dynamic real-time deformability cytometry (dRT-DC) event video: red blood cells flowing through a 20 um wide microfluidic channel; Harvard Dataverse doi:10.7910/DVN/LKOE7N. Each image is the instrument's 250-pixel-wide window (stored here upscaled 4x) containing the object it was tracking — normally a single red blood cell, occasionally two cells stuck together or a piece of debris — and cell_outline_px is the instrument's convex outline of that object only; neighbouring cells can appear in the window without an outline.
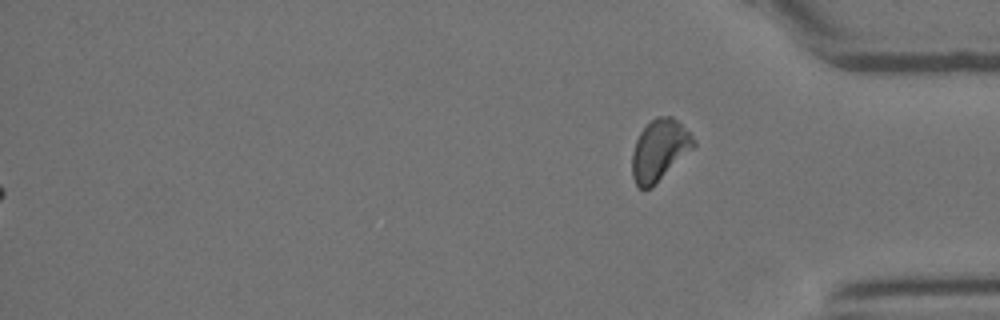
{"species": "Egyptian fruit bat (a non-hibernating species)", "species_latin": "Rousettus aegyptiacus", "temperature_condition": "room temperature", "stored_images_in_passage": 51, "segment_of_instrument_passage": [2, 2], "camera_frame_rate_fps": 3000, "um_per_image_px": 0.085, "animal": {"sex": "female"}, "frame": {"image": 1, "passage_image": 51, "time_ms": 16.667, "image_size_px": [1000, 320], "cell_outline_px": [[696, 144], [652, 188], [644, 192], [636, 184], [632, 176], [632, 152], [636, 140], [640, 132], [656, 116], [672, 116], [696, 140]], "centroid_in_image_um": [56.02, 12.79], "position_along_channel_um": 379.2, "area_um2": 21.73}}